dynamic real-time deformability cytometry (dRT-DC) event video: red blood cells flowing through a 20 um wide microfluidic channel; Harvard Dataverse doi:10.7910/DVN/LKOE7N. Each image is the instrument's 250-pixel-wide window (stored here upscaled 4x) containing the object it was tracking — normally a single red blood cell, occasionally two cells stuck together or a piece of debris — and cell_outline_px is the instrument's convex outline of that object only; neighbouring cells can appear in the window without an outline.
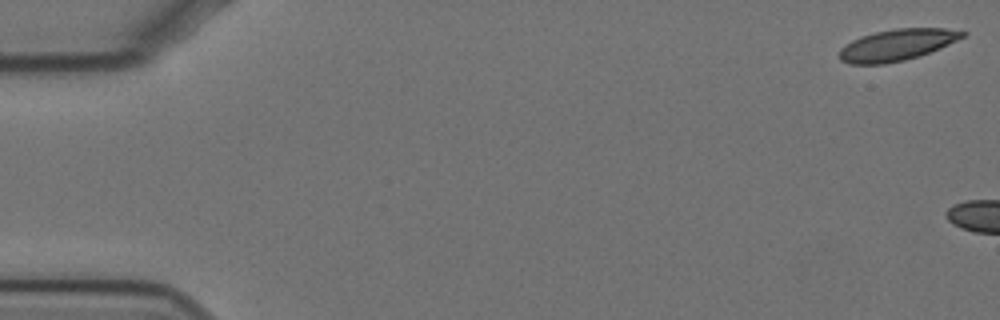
{"species": "Egyptian fruit bat (a non-hibernating species)", "species_latin": "Rousettus aegyptiacus", "temperature_condition": "cold", "stored_images_in_passage": 14, "camera_frame_rate_fps": 3000, "um_per_image_px": 0.085, "animal": {"sex": "female"}, "frame": {"image": 1, "passage_image": 1, "time_ms": 0.0, "image_size_px": [1000, 320], "cell_outline_px": [[968, 32], [964, 36], [940, 48], [920, 56], [904, 60], [884, 64], [852, 64], [840, 60], [840, 48], [844, 44], [860, 36], [876, 32], [896, 28], [944, 28]], "centroid_in_image_um": [76.22, 3.82], "position_along_channel_um": 8.8, "area_um2": 22.48}}